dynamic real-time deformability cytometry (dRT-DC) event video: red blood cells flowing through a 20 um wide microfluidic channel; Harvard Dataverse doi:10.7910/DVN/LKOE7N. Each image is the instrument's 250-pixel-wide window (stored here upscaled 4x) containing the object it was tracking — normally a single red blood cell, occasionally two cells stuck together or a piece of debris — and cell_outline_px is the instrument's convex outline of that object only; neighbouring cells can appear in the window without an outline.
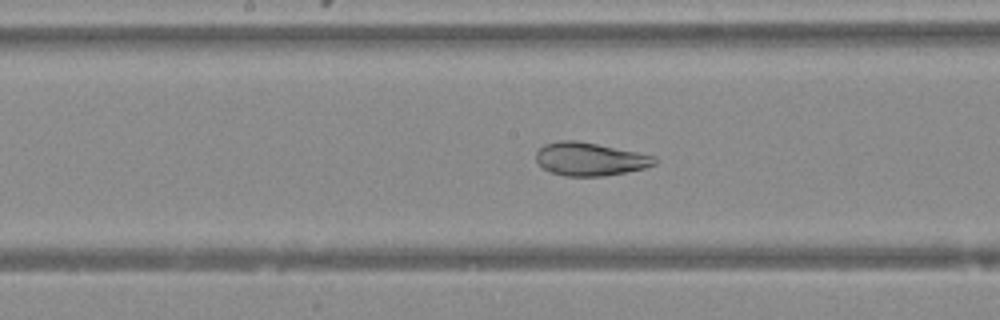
{"species": "Egyptian fruit bat (a non-hibernating species)", "species_latin": "Rousettus aegyptiacus", "temperature_condition": "warm", "stored_images_in_passage": 47, "camera_frame_rate_fps": 3000, "um_per_image_px": 0.085, "animal": {"sex": "female"}, "frame": {"image": 1, "passage_image": 26, "time_ms": 8.333, "image_size_px": [1000, 320], "cell_outline_px": [[656, 164], [644, 168], [604, 176], [564, 176], [552, 172], [544, 168], [536, 160], [536, 152], [544, 144], [560, 140], [576, 140], [656, 156]], "centroid_in_image_um": [50.13, 13.52], "position_along_channel_um": 198.1, "area_um2": 22.66}}
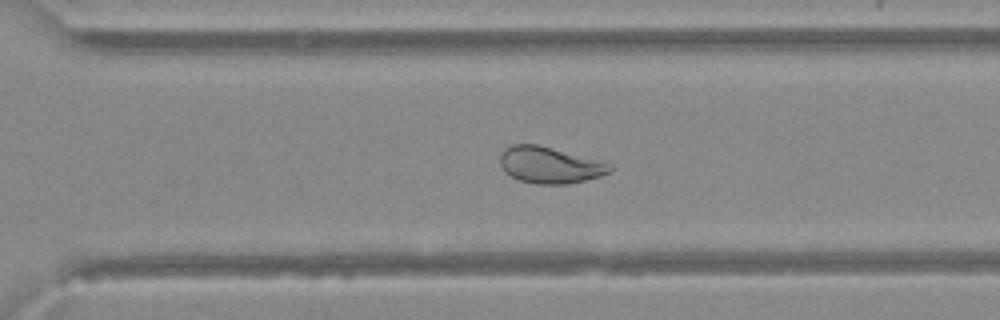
{"frame": {"image": 2, "passage_image": 35, "time_ms": 11.333, "image_size_px": [1000, 320], "cell_outline_px": [[612, 172], [600, 176], [568, 184], [536, 184], [520, 180], [504, 172], [500, 164], [500, 152], [504, 148], [512, 144], [536, 144], [604, 160], [612, 168]], "centroid_in_image_um": [46.74, 14.02], "position_along_channel_um": 323.9, "area_um2": 23.58}}
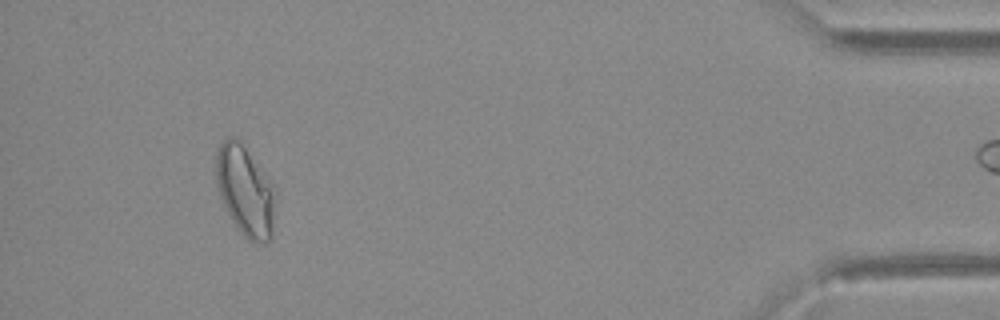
{"frame": {"image": 3, "passage_image": 46, "time_ms": 15.0, "image_size_px": [1000, 320], "cell_outline_px": [[276, 192], [272, 236], [264, 244], [256, 244], [248, 240], [240, 232], [232, 220], [220, 196], [216, 180], [216, 152], [220, 144], [224, 140], [232, 136], [236, 136], [240, 140], [276, 184]], "centroid_in_image_um": [20.89, 16.2], "position_along_channel_um": 414.3, "area_um2": 31.91}}